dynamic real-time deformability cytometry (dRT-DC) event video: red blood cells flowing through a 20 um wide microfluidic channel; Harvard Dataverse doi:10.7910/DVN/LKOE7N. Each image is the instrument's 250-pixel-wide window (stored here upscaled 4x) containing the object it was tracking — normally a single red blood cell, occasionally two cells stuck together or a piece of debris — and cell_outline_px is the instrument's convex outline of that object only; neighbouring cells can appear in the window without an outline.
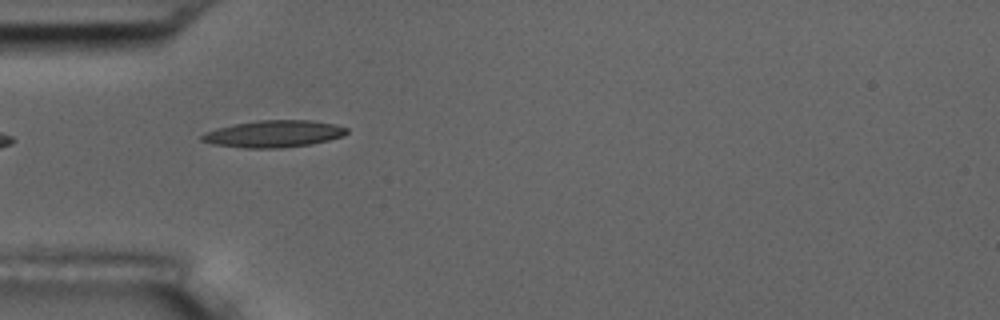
{"species": "common noctule bat (a hibernating species)", "species_latin": "Nyctalus noctula", "temperature_condition": "room temperature", "stored_images_in_passage": 3, "camera_frame_rate_fps": 3000, "um_per_image_px": 0.085, "animal": {"sex": "male", "body_mass_g": 17.5, "forearm_length_mm": 52.3}, "frame": {"image": 1, "passage_image": 2, "time_ms": 1.333, "image_size_px": [1000, 320], "cell_outline_px": [[348, 132], [344, 136], [312, 144], [280, 148], [244, 148], [212, 144], [200, 140], [200, 136], [204, 132], [216, 128], [236, 124], [260, 120], [312, 120], [336, 124], [348, 128]], "centroid_in_image_um": [23.28, 11.38], "position_along_channel_um": 61.7, "area_um2": 22.89}}